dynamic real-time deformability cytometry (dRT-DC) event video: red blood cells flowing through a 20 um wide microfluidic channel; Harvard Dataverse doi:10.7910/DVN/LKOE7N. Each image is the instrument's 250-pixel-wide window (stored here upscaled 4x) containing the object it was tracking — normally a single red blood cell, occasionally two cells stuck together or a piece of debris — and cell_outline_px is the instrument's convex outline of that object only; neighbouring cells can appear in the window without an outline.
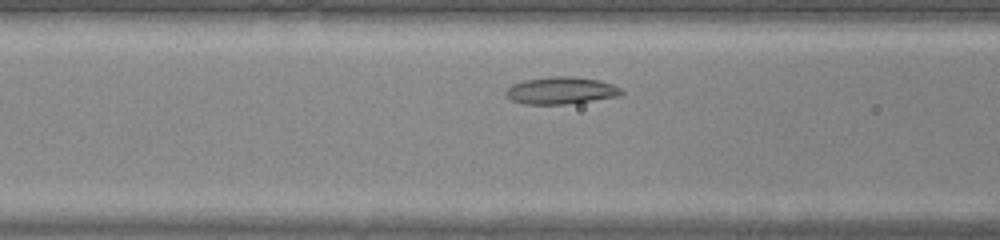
{"species": "common noctule bat (a hibernating species)", "species_latin": "Nyctalus noctula", "temperature_condition": "warm", "stored_images_in_passage": 27, "camera_frame_rate_fps": 3000, "um_per_image_px": 0.085, "animal": {"sex": "male", "body_mass_g": 20.0, "forearm_length_mm": 53.3}, "frame": {"image": 1, "passage_image": 7, "time_ms": 2.0, "image_size_px": [1000, 240], "cell_outline_px": [[624, 92], [620, 96], [564, 104], [524, 104], [512, 100], [504, 92], [512, 84], [524, 80], [552, 76], [572, 76], [600, 80], [612, 84], [620, 88]], "centroid_in_image_um": [47.69, 7.68], "position_along_channel_um": 118.9, "area_um2": 18.21}}
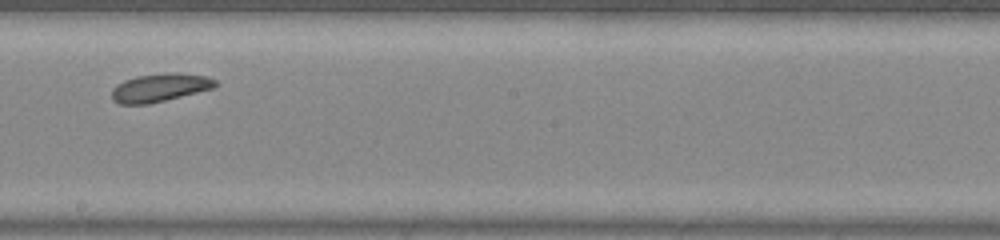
{"frame": {"image": 2, "passage_image": 15, "time_ms": 4.667, "image_size_px": [1000, 240], "cell_outline_px": [[220, 84], [212, 88], [148, 104], [120, 104], [112, 100], [112, 88], [116, 84], [124, 80], [136, 76], [164, 72], [176, 72], [208, 76], [216, 80]], "centroid_in_image_um": [13.57, 7.42], "position_along_channel_um": 234.6, "area_um2": 17.11}}
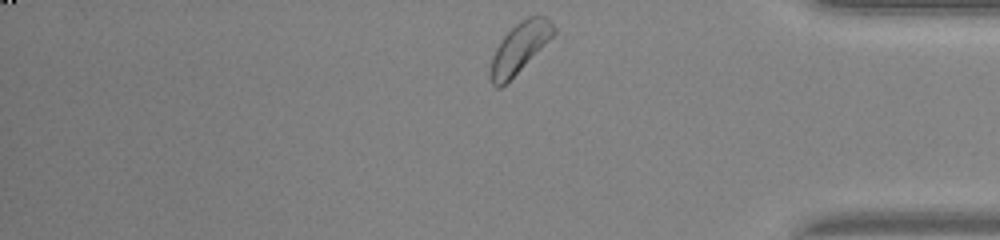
{"frame": {"image": 3, "passage_image": 27, "time_ms": 8.667, "image_size_px": [1000, 240], "cell_outline_px": [[556, 32], [500, 88], [496, 88], [492, 84], [488, 76], [488, 72], [492, 56], [500, 40], [520, 20], [536, 12], [540, 12], [548, 16], [556, 28]], "centroid_in_image_um": [44.15, 3.98], "position_along_channel_um": 391.1, "area_um2": 18.38}}